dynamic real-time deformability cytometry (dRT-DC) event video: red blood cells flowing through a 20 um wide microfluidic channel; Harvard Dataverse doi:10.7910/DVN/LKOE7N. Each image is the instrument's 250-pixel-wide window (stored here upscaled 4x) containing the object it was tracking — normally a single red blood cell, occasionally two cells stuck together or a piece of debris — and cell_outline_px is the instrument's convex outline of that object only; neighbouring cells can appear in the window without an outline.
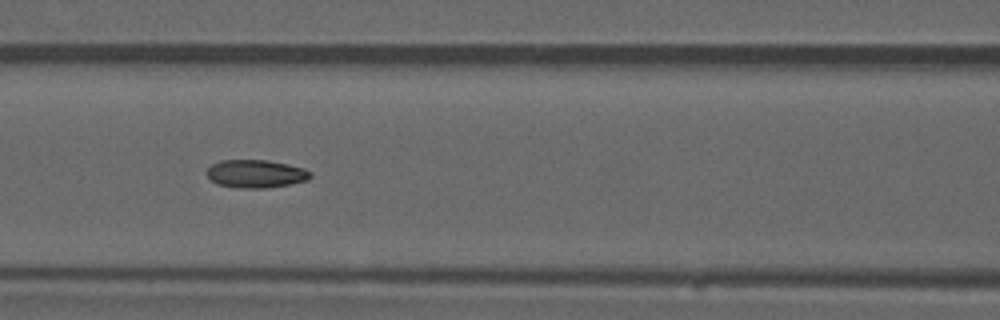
{"species": "common noctule bat (a hibernating species)", "species_latin": "Nyctalus noctula", "temperature_condition": "warm", "stored_images_in_passage": 35, "camera_frame_rate_fps": 3000, "um_per_image_px": 0.085, "animal": {"sex": "male", "forearm_length_mm": 52.5}, "frame": {"image": 1, "passage_image": 6, "time_ms": 1.667, "image_size_px": [1000, 320], "cell_outline_px": [[312, 176], [308, 180], [292, 184], [264, 188], [240, 188], [216, 184], [204, 172], [212, 164], [220, 160], [268, 160], [288, 164], [304, 168], [312, 172]], "centroid_in_image_um": [21.76, 14.77], "position_along_channel_um": 144.8, "area_um2": 17.11}}